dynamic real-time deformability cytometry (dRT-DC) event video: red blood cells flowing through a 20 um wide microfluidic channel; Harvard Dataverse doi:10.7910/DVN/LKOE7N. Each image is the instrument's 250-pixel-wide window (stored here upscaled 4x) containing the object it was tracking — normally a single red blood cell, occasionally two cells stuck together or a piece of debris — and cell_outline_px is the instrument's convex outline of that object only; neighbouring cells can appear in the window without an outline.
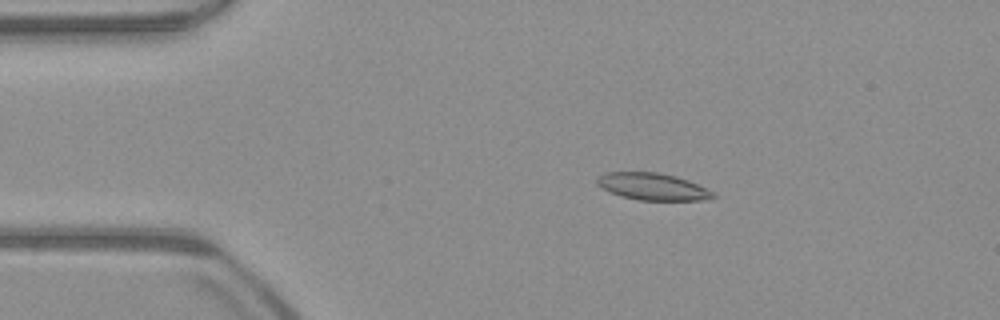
{"species": "common noctule bat (a hibernating species)", "species_latin": "Nyctalus noctula", "temperature_condition": "warm", "stored_images_in_passage": 53, "camera_frame_rate_fps": 3000, "um_per_image_px": 0.085, "animal": {"sex": "male", "body_mass_g": 23.1, "forearm_length_mm": 52.7}, "frame": {"image": 1, "passage_image": 10, "time_ms": 3.0, "image_size_px": [1000, 320], "cell_outline_px": [[716, 196], [700, 200], [640, 200], [620, 196], [596, 184], [596, 176], [604, 172], [656, 172], [676, 176], [688, 180], [712, 192]], "centroid_in_image_um": [55.4, 15.85], "position_along_channel_um": 29.6, "area_um2": 18.03}}
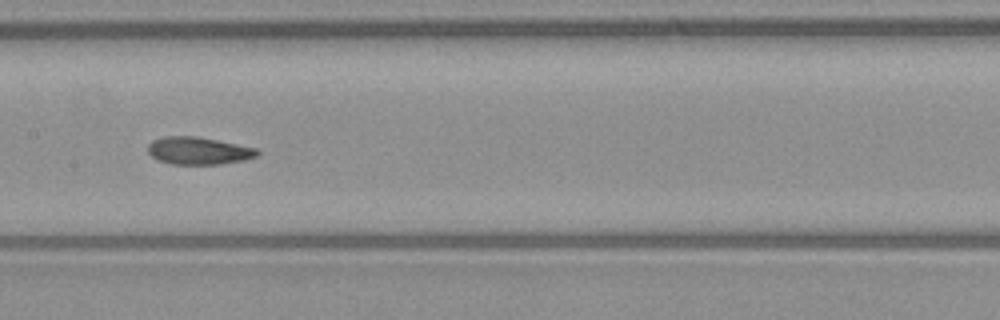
{"frame": {"image": 2, "passage_image": 26, "time_ms": 8.333, "image_size_px": [1000, 320], "cell_outline_px": [[260, 152], [256, 156], [244, 160], [220, 164], [172, 164], [156, 160], [148, 152], [148, 144], [152, 140], [164, 136], [196, 136], [256, 148]], "centroid_in_image_um": [16.83, 12.81], "position_along_channel_um": 190.6, "area_um2": 17.46}}
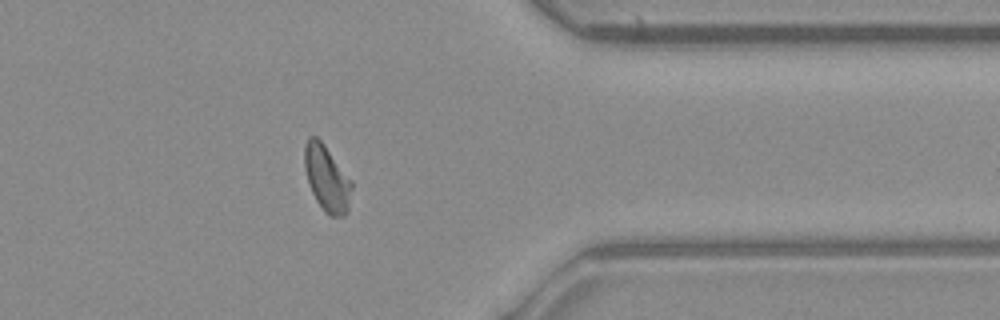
{"frame": {"image": 3, "passage_image": 42, "time_ms": 13.667, "image_size_px": [1000, 320], "cell_outline_px": [[352, 188], [348, 212], [344, 216], [328, 216], [324, 212], [316, 200], [308, 184], [304, 168], [304, 144], [308, 136], [316, 136], [324, 144], [352, 180]], "centroid_in_image_um": [27.77, 15.17], "position_along_channel_um": 383.6, "area_um2": 18.44}, "authors_computed_cell_mechanics": {"area_um2": 18.0336, "velocity_mm_per_s": 3.931, "shape_relaxation_time_tau1_ms": 5.223, "shape_relaxation_time_tau2_ms": 2.3371, "deformation_change_tau1": 0.1536, "deformation_change_tau2": 0.094}}